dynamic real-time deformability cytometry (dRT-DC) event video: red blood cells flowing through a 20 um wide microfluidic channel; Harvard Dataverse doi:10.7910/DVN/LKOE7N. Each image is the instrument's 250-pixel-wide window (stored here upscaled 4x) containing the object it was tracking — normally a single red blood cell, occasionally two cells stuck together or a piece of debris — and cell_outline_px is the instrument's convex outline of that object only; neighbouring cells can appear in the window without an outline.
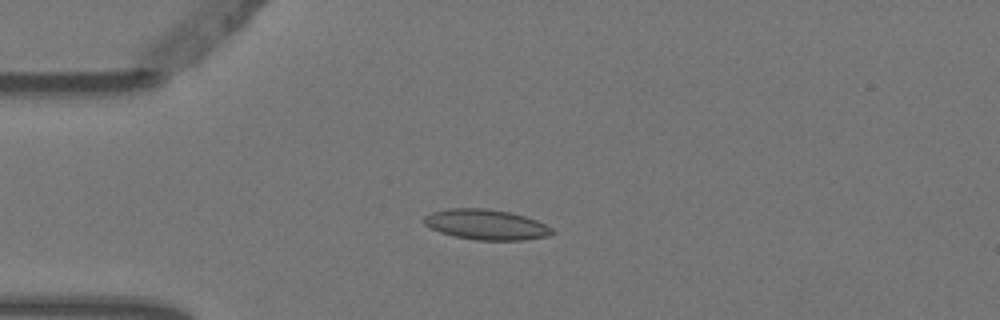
{"species": "Egyptian fruit bat (a non-hibernating species)", "species_latin": "Rousettus aegyptiacus", "temperature_condition": "warm", "stored_images_in_passage": 6, "camera_frame_rate_fps": 3000, "um_per_image_px": 0.085, "animal": {"sex": "female"}, "frame": {"image": 1, "passage_image": 4, "time_ms": 1.0, "image_size_px": [1000, 320], "cell_outline_px": [[552, 236], [524, 240], [476, 240], [456, 236], [440, 232], [424, 224], [420, 220], [424, 216], [432, 212], [448, 208], [484, 208], [508, 212], [524, 216], [536, 220], [552, 228]], "centroid_in_image_um": [41.3, 19.09], "position_along_channel_um": 43.7, "area_um2": 22.6}}
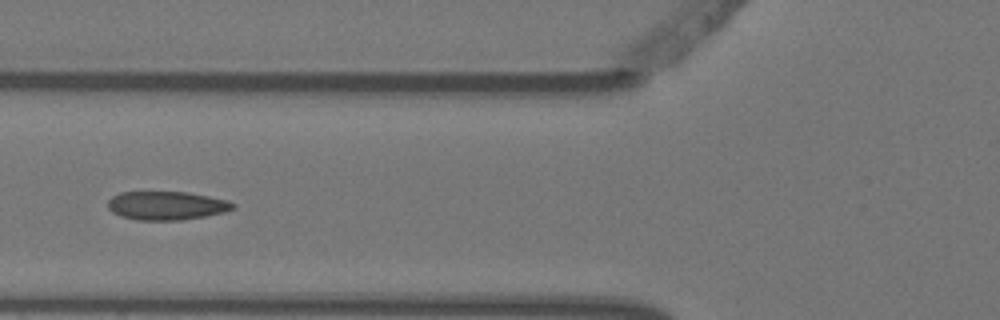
{"frame": {"image": 2, "passage_image": 6, "time_ms": 1.667, "image_size_px": [1000, 320], "cell_outline_px": [[236, 208], [224, 212], [204, 216], [180, 220], [136, 220], [120, 216], [112, 212], [108, 208], [108, 200], [112, 196], [120, 192], [188, 192], [228, 200], [236, 204]], "centroid_in_image_um": [14.15, 17.47], "position_along_channel_um": 111.6, "area_um2": 20.92}}